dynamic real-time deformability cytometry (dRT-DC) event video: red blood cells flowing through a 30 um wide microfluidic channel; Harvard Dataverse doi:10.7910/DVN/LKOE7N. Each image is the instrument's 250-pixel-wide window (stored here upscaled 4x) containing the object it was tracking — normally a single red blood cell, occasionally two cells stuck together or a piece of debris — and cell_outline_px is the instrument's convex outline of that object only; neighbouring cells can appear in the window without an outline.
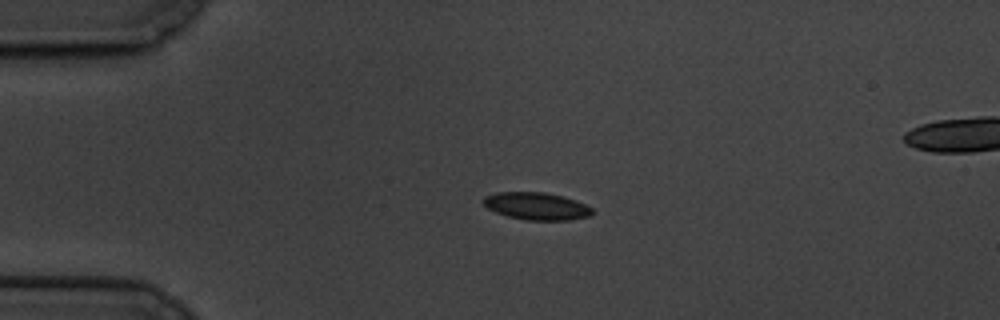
{"species": "common noctule bat (a hibernating species)", "species_latin": "Nyctalus noctula", "temperature_condition": "cold", "stored_images_in_passage": 49, "segment_of_instrument_passage": [1, 2], "camera_frame_rate_fps": 3000, "um_per_image_px": 0.085, "animal": {"sex": "male", "body_mass_g": 19.5, "forearm_length_mm": 54.6}, "frame": {"image": 1, "passage_image": 1, "time_ms": 0.0, "image_size_px": [1000, 320], "cell_outline_px": [[592, 216], [568, 220], [528, 220], [508, 216], [496, 212], [488, 208], [484, 204], [484, 196], [496, 192], [544, 192], [564, 196], [576, 200], [592, 208]], "centroid_in_image_um": [45.63, 17.51], "position_along_channel_um": 39.4, "area_um2": 17.34}}
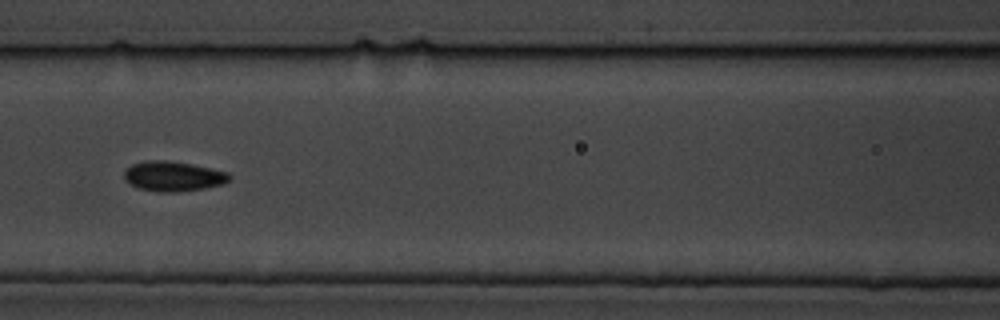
{"frame": {"image": 2, "passage_image": 14, "time_ms": 4.333, "image_size_px": [1000, 320], "cell_outline_px": [[232, 180], [224, 184], [204, 188], [176, 192], [156, 192], [140, 188], [124, 180], [124, 172], [132, 164], [144, 160], [164, 160], [188, 164], [228, 172], [232, 176]], "centroid_in_image_um": [14.74, 14.99], "position_along_channel_um": 151.9, "area_um2": 18.26}}
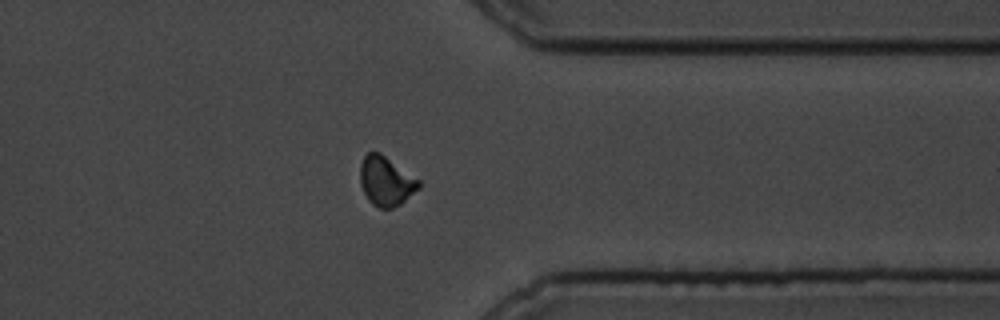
{"frame": {"image": 3, "passage_image": 35, "time_ms": 11.333, "image_size_px": [1000, 320], "cell_outline_px": [[420, 188], [400, 204], [392, 208], [380, 208], [372, 204], [368, 200], [360, 184], [360, 164], [364, 156], [368, 152], [380, 152], [420, 180]], "centroid_in_image_um": [32.8, 15.39], "position_along_channel_um": 378.6, "area_um2": 16.88}}